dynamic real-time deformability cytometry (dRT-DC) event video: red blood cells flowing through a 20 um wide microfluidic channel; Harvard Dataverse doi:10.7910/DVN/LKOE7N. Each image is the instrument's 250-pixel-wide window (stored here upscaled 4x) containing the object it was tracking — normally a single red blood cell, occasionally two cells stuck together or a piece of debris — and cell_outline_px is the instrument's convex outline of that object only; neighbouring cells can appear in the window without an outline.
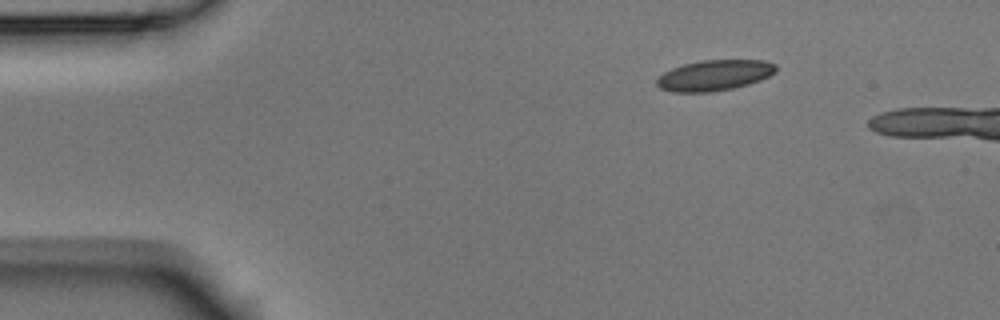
{"species": "Egyptian fruit bat (a non-hibernating species)", "species_latin": "Rousettus aegyptiacus", "temperature_condition": "room temperature", "stored_images_in_passage": 4, "camera_frame_rate_fps": 3000, "um_per_image_px": 0.085, "animal": {"sex": "male"}, "frame": {"image": 1, "passage_image": 1, "time_ms": 0.0, "image_size_px": [1000, 320], "cell_outline_px": [[776, 72], [760, 80], [748, 84], [732, 88], [712, 92], [672, 92], [660, 88], [656, 84], [656, 80], [664, 72], [672, 68], [684, 64], [700, 60], [764, 60], [776, 64]], "centroid_in_image_um": [60.72, 6.4], "position_along_channel_um": 24.3, "area_um2": 21.27}}